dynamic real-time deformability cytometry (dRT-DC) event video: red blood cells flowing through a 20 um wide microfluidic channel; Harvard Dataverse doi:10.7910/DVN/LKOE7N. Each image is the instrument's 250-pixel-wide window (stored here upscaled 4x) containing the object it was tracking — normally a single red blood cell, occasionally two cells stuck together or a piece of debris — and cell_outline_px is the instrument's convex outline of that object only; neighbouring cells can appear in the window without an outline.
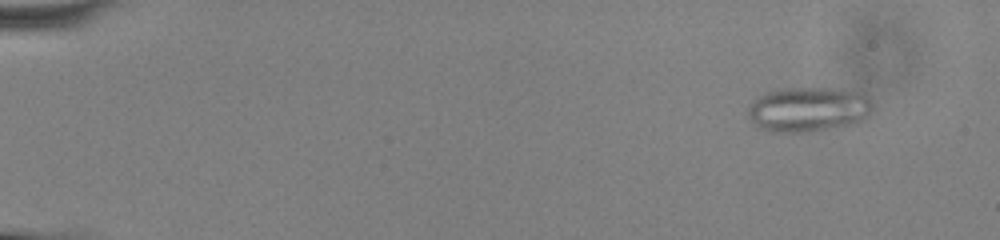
{"species": "common noctule bat (a hibernating species)", "species_latin": "Nyctalus noctula", "temperature_condition": "cold", "stored_images_in_passage": 50, "camera_frame_rate_fps": 3000, "um_per_image_px": 0.085, "animal": {"sex": "male", "body_mass_g": 13.0, "forearm_length_mm": 53.1}, "frame": {"image": 1, "passage_image": 1, "time_ms": 0.0, "image_size_px": [1000, 240], "cell_outline_px": [[872, 108], [868, 116], [864, 120], [856, 124], [804, 132], [772, 132], [760, 128], [748, 116], [748, 104], [752, 100], [768, 92], [780, 88], [824, 88], [864, 92], [872, 100]], "centroid_in_image_um": [68.74, 9.29], "position_along_channel_um": 16.3, "area_um2": 32.77}}
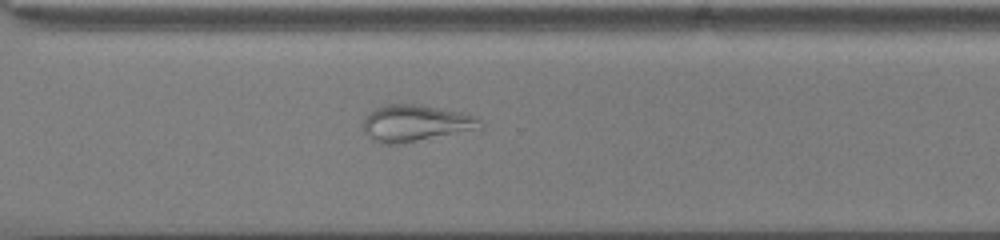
{"frame": {"image": 2, "passage_image": 36, "time_ms": 11.667, "image_size_px": [1000, 240], "cell_outline_px": [[484, 128], [396, 144], [380, 144], [372, 140], [364, 132], [364, 120], [376, 108], [388, 104], [416, 104], [460, 112], [480, 116], [484, 124]], "centroid_in_image_um": [35.39, 10.47], "position_along_channel_um": 335.2, "area_um2": 24.8}}
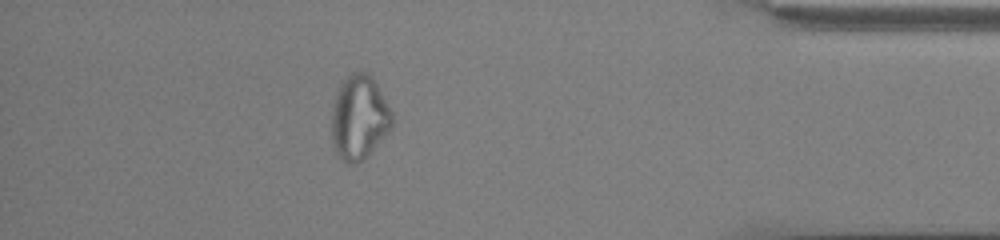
{"frame": {"image": 3, "passage_image": 44, "time_ms": 14.333, "image_size_px": [1000, 240], "cell_outline_px": [[392, 128], [368, 156], [356, 164], [348, 164], [336, 152], [332, 144], [332, 104], [336, 88], [352, 72], [368, 72], [372, 76], [392, 112]], "centroid_in_image_um": [30.52, 9.99], "position_along_channel_um": 404.7, "area_um2": 29.88}, "authors_computed_cell_mechanics": {"area_um2": 28.7555, "velocity_mm_per_s": 3.9087, "shape_relaxation_time_tau1_ms": null, "shape_relaxation_time_tau2_ms": 3.2147, "deformation_change_tau1": null, "deformation_change_tau2": 0.1124}}